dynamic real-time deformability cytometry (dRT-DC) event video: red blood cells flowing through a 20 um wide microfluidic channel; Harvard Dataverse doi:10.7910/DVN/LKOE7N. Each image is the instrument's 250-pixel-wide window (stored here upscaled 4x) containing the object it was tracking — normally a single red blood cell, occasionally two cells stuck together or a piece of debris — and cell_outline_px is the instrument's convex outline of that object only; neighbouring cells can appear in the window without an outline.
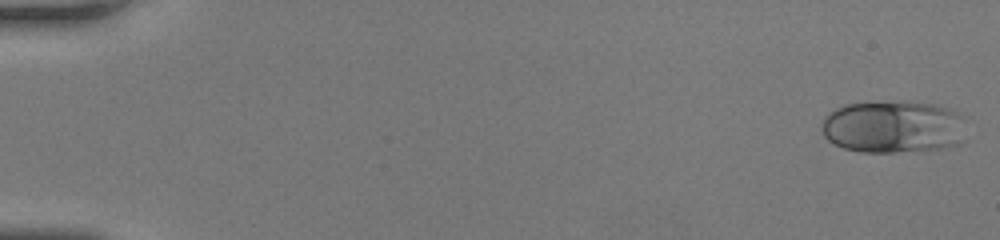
{"species": "human", "species_latin": "Homo sapiens", "temperature_condition": "room temperature", "stored_images_in_passage": 48, "camera_frame_rate_fps": 3000, "um_per_image_px": 0.085, "donor": {"sex": "female"}, "frame": {"image": 1, "passage_image": 1, "time_ms": 0.0, "image_size_px": [1000, 240], "cell_outline_px": [[964, 140], [960, 144], [944, 148], [896, 152], [860, 152], [844, 148], [832, 144], [824, 136], [820, 128], [824, 116], [828, 112], [844, 104], [900, 100], [908, 100], [940, 104], [956, 112], [960, 116]], "centroid_in_image_um": [75.88, 10.76], "position_along_channel_um": 9.1, "area_um2": 45.03}}
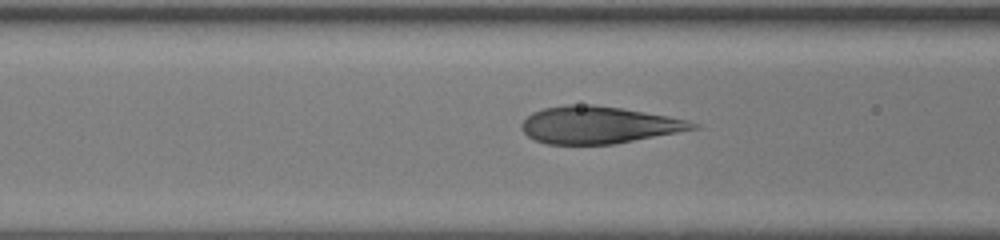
{"frame": {"image": 2, "passage_image": 21, "time_ms": 6.667, "image_size_px": [1000, 240], "cell_outline_px": [[700, 128], [612, 144], [544, 144], [528, 136], [520, 128], [520, 124], [532, 112], [544, 108], [568, 104], [592, 104], [624, 108], [688, 120], [700, 124]], "centroid_in_image_um": [50.87, 10.61], "position_along_channel_um": 115.7, "area_um2": 37.05}}
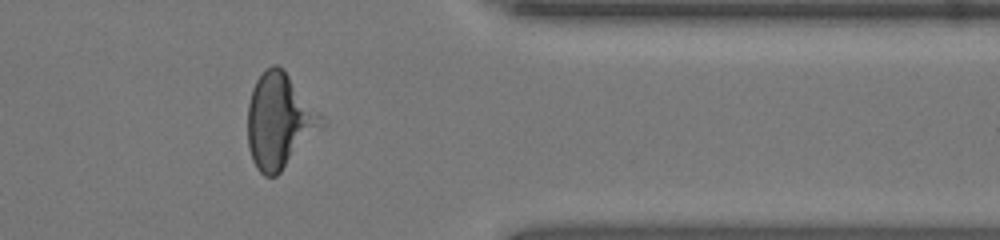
{"frame": {"image": 3, "passage_image": 41, "time_ms": 13.333, "image_size_px": [1000, 240], "cell_outline_px": [[328, 124], [276, 176], [264, 176], [256, 168], [252, 160], [248, 148], [248, 104], [252, 88], [256, 80], [272, 64], [276, 64], [284, 68], [324, 116]], "centroid_in_image_um": [23.79, 10.28], "position_along_channel_um": 387.6, "area_um2": 41.5}}